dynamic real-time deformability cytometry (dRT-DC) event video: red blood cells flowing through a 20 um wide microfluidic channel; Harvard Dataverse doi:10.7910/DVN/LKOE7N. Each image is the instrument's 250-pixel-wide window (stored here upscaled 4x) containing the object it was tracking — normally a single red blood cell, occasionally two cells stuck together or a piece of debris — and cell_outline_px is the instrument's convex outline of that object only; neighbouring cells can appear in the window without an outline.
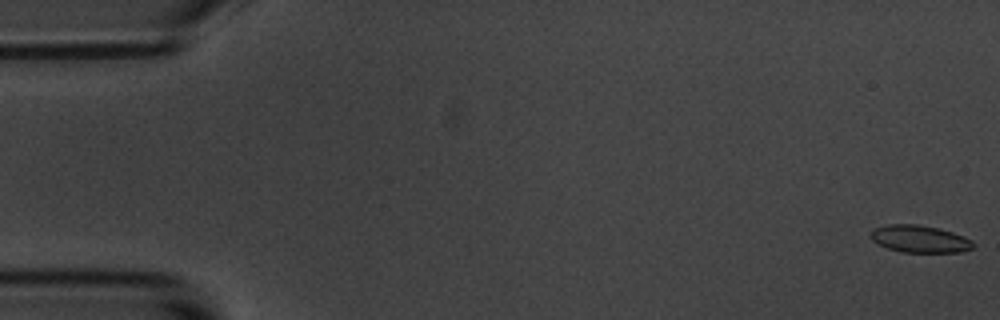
{"species": "common noctule bat (a hibernating species)", "species_latin": "Nyctalus noctula", "temperature_condition": "room temperature", "stored_images_in_passage": 5, "camera_frame_rate_fps": 3000, "um_per_image_px": 0.085, "animal": {"sex": "male", "body_mass_g": 20.1, "forearm_length_mm": 53.5}, "frame": {"image": 1, "passage_image": 1, "time_ms": 0.0, "image_size_px": [1000, 320], "cell_outline_px": [[976, 244], [972, 248], [960, 252], [900, 252], [888, 248], [872, 240], [868, 236], [872, 228], [888, 224], [916, 224], [940, 228], [964, 236], [972, 240]], "centroid_in_image_um": [78.16, 20.3], "position_along_channel_um": 6.8, "area_um2": 16.47}}
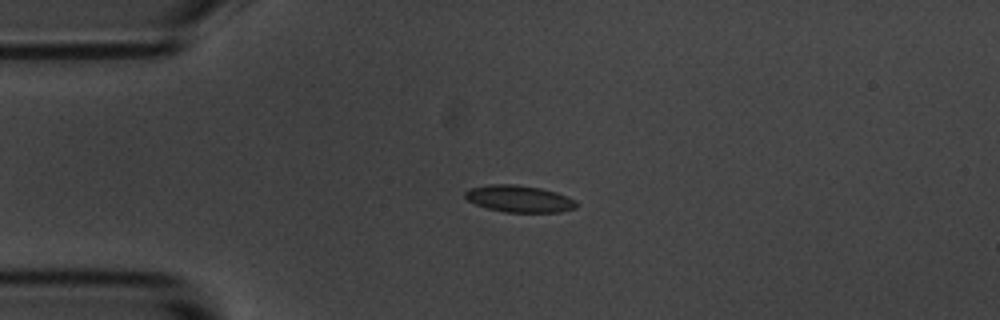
{"frame": {"image": 2, "passage_image": 4, "time_ms": 4.333, "image_size_px": [1000, 320], "cell_outline_px": [[580, 204], [576, 208], [560, 212], [504, 212], [488, 208], [476, 204], [468, 200], [464, 196], [464, 192], [468, 188], [488, 184], [516, 184], [540, 188], [556, 192], [568, 196], [576, 200]], "centroid_in_image_um": [44.15, 16.89], "position_along_channel_um": 40.8, "area_um2": 17.63}}